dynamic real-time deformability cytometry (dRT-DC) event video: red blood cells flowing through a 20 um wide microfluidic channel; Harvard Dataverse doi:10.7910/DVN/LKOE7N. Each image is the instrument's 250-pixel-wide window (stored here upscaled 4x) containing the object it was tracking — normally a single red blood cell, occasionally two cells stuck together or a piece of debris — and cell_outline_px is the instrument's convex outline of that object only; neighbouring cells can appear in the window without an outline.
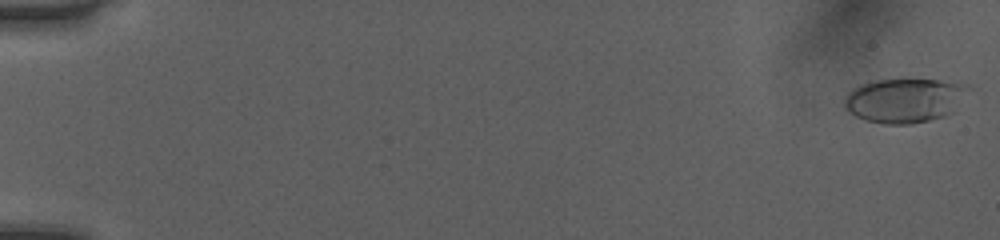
{"species": "human", "species_latin": "Homo sapiens", "temperature_condition": "room temperature", "stored_images_in_passage": 52, "camera_frame_rate_fps": 3000, "um_per_image_px": 0.085, "donor": {"sex": "female"}, "frame": {"image": 1, "passage_image": 1, "time_ms": 0.0, "image_size_px": [1000, 240], "cell_outline_px": [[972, 88], [952, 112], [948, 116], [912, 124], [884, 124], [864, 120], [856, 116], [844, 108], [844, 96], [848, 92], [860, 84], [876, 80], [960, 80], [968, 84]], "centroid_in_image_um": [76.95, 8.52], "position_along_channel_um": 8.1, "area_um2": 32.6}}
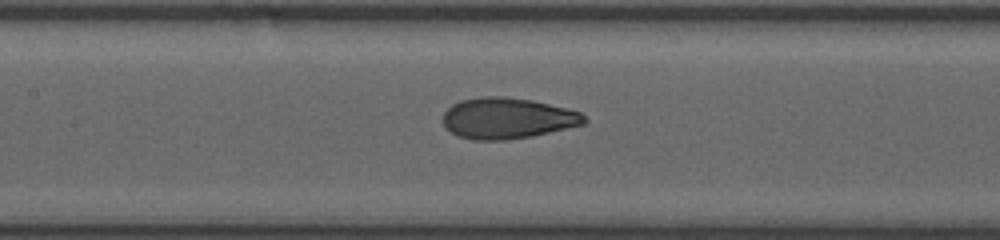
{"frame": {"image": 2, "passage_image": 26, "time_ms": 8.333, "image_size_px": [1000, 240], "cell_outline_px": [[588, 120], [584, 124], [532, 136], [504, 140], [472, 140], [460, 136], [452, 132], [444, 124], [444, 112], [452, 104], [460, 100], [480, 96], [504, 96], [532, 100], [568, 108], [580, 112]], "centroid_in_image_um": [43.14, 10.04], "position_along_channel_um": 164.3, "area_um2": 33.7}}
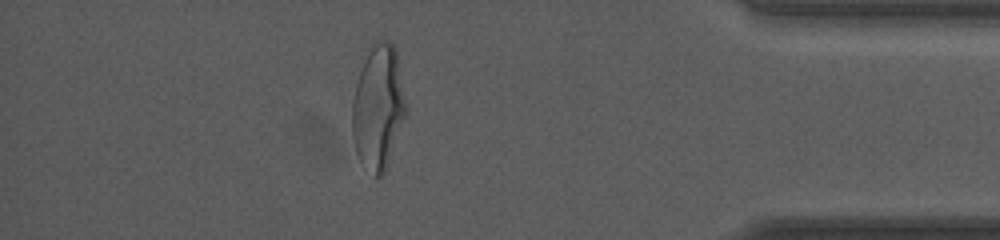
{"frame": {"image": 3, "passage_image": 46, "time_ms": 15.0, "image_size_px": [1000, 240], "cell_outline_px": [[404, 116], [384, 172], [380, 176], [376, 176], [360, 164], [356, 156], [352, 136], [352, 104], [356, 84], [364, 48], [372, 40], [388, 40], [396, 48], [404, 100]], "centroid_in_image_um": [32.07, 9.01], "position_along_channel_um": 403.1, "area_um2": 38.9}, "authors_computed_cell_mechanics": {"area_um2": 33.4662, "velocity_mm_per_s": 4.0752, "shape_relaxation_time_tau1_ms": 5.1249, "shape_relaxation_time_tau2_ms": 0.8326, "deformation_change_tau1": 0.2128, "deformation_change_tau2": 0.0658}}